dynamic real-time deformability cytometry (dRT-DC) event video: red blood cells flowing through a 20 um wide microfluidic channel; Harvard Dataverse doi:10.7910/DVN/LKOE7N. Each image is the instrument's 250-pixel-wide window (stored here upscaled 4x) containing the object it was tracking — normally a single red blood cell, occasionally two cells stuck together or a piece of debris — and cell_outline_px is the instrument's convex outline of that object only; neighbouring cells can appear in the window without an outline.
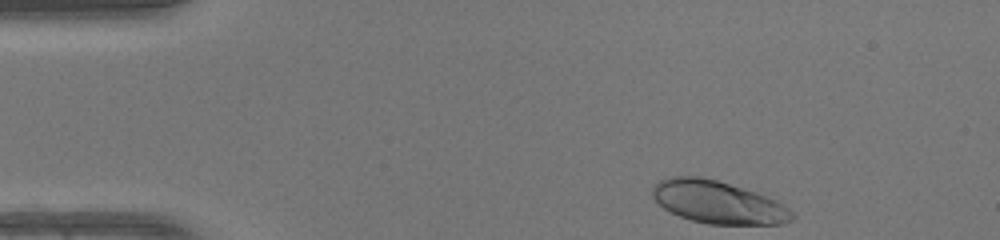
{"species": "human", "species_latin": "Homo sapiens", "temperature_condition": "warm", "stored_images_in_passage": 43, "camera_frame_rate_fps": 3000, "um_per_image_px": 0.085, "donor": {"sex": "female"}, "frame": {"image": 1, "passage_image": 1, "time_ms": 0.0, "image_size_px": [1000, 240], "cell_outline_px": [[796, 216], [792, 220], [784, 224], [708, 224], [692, 220], [680, 216], [664, 208], [652, 196], [652, 184], [660, 180], [672, 176], [700, 176], [716, 180], [776, 200], [788, 208]], "centroid_in_image_um": [61.0, 17.19], "position_along_channel_um": 24.0, "area_um2": 34.28}}
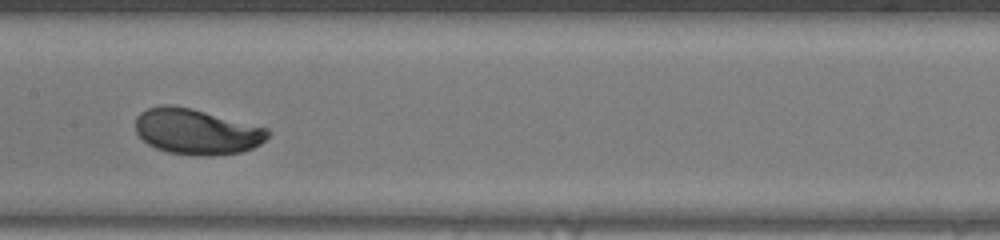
{"frame": {"image": 2, "passage_image": 19, "time_ms": 6.0, "image_size_px": [1000, 240], "cell_outline_px": [[272, 132], [260, 144], [252, 148], [240, 152], [212, 156], [196, 156], [168, 152], [156, 148], [148, 144], [136, 132], [136, 116], [140, 112], [148, 108], [160, 104], [172, 104], [192, 108], [268, 128]], "centroid_in_image_um": [16.71, 11.17], "position_along_channel_um": 190.7, "area_um2": 35.43}}
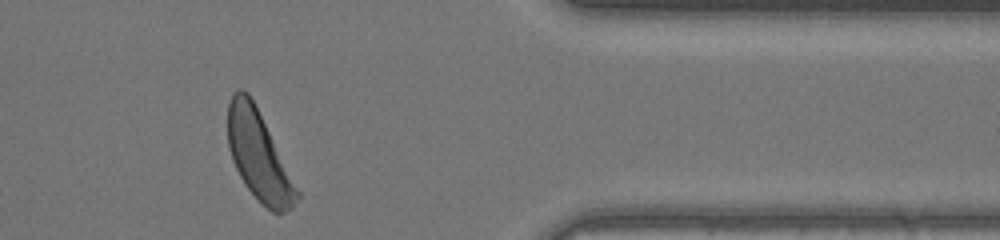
{"frame": {"image": 3, "passage_image": 35, "time_ms": 11.333, "image_size_px": [1000, 240], "cell_outline_px": [[300, 196], [292, 208], [284, 212], [272, 212], [244, 184], [232, 160], [228, 148], [228, 104], [232, 92], [240, 88], [248, 92], [300, 192]], "centroid_in_image_um": [21.97, 13.23], "position_along_channel_um": 389.4, "area_um2": 35.03}, "authors_computed_cell_mechanics": {"area_um2": 35.0846, "velocity_mm_per_s": 4.1444, "shape_relaxation_time_tau1_ms": 3.1632, "shape_relaxation_time_tau2_ms": null, "deformation_change_tau1": 0.1805, "deformation_change_tau2": null}}